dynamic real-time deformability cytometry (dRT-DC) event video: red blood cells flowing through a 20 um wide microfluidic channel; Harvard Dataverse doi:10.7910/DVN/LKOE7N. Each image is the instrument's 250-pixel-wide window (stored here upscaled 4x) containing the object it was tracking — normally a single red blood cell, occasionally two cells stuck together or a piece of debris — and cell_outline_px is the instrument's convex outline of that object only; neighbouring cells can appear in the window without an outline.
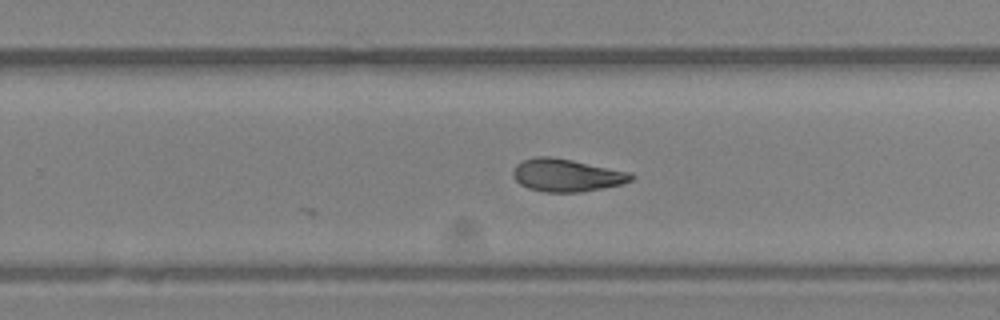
{"species": "Egyptian fruit bat (a non-hibernating species)", "species_latin": "Rousettus aegyptiacus", "temperature_condition": "room temperature", "stored_images_in_passage": 28, "camera_frame_rate_fps": 3000, "um_per_image_px": 0.085, "animal": {"sex": "female"}, "frame": {"image": 1, "passage_image": 28, "time_ms": 9.0, "image_size_px": [1000, 320], "cell_outline_px": [[636, 176], [632, 180], [624, 184], [580, 192], [544, 192], [528, 188], [520, 184], [512, 176], [512, 172], [516, 164], [524, 160], [536, 156], [552, 156], [632, 172]], "centroid_in_image_um": [48.19, 14.89], "position_along_channel_um": 281.6, "area_um2": 22.72}}